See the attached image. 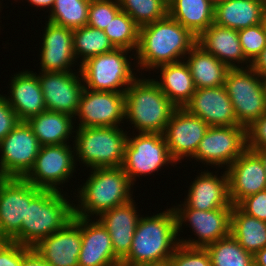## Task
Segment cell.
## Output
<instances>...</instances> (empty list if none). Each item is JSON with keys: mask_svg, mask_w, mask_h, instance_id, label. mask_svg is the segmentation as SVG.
<instances>
[{"mask_svg": "<svg viewBox=\"0 0 266 266\" xmlns=\"http://www.w3.org/2000/svg\"><path fill=\"white\" fill-rule=\"evenodd\" d=\"M196 44L197 37L167 15L139 28V44L134 54L137 63L133 67L151 71L163 64L183 61Z\"/></svg>", "mask_w": 266, "mask_h": 266, "instance_id": "6da1fadb", "label": "cell"}, {"mask_svg": "<svg viewBox=\"0 0 266 266\" xmlns=\"http://www.w3.org/2000/svg\"><path fill=\"white\" fill-rule=\"evenodd\" d=\"M176 215L173 207L156 215L139 218L132 245L121 266L167 265L178 247Z\"/></svg>", "mask_w": 266, "mask_h": 266, "instance_id": "7a4b0ae2", "label": "cell"}, {"mask_svg": "<svg viewBox=\"0 0 266 266\" xmlns=\"http://www.w3.org/2000/svg\"><path fill=\"white\" fill-rule=\"evenodd\" d=\"M91 170L84 185L77 190L78 194L75 197L78 204H74V216L93 218L92 216L96 215L97 217L134 199L131 191L134 185L122 167Z\"/></svg>", "mask_w": 266, "mask_h": 266, "instance_id": "3957f363", "label": "cell"}, {"mask_svg": "<svg viewBox=\"0 0 266 266\" xmlns=\"http://www.w3.org/2000/svg\"><path fill=\"white\" fill-rule=\"evenodd\" d=\"M136 77L125 91V119L137 129L136 132L163 134L178 107L153 79Z\"/></svg>", "mask_w": 266, "mask_h": 266, "instance_id": "277c9868", "label": "cell"}, {"mask_svg": "<svg viewBox=\"0 0 266 266\" xmlns=\"http://www.w3.org/2000/svg\"><path fill=\"white\" fill-rule=\"evenodd\" d=\"M62 192L42 189L27 204L26 221L21 223L20 244L34 247L73 220L74 203Z\"/></svg>", "mask_w": 266, "mask_h": 266, "instance_id": "5b68a950", "label": "cell"}, {"mask_svg": "<svg viewBox=\"0 0 266 266\" xmlns=\"http://www.w3.org/2000/svg\"><path fill=\"white\" fill-rule=\"evenodd\" d=\"M74 148L77 160L90 169L121 167L128 132L119 127H76Z\"/></svg>", "mask_w": 266, "mask_h": 266, "instance_id": "8992f818", "label": "cell"}, {"mask_svg": "<svg viewBox=\"0 0 266 266\" xmlns=\"http://www.w3.org/2000/svg\"><path fill=\"white\" fill-rule=\"evenodd\" d=\"M129 51L115 48L83 62L78 70L81 72L84 88L93 91L125 93L136 79L130 62V59L135 57L127 56Z\"/></svg>", "mask_w": 266, "mask_h": 266, "instance_id": "52a82bcc", "label": "cell"}, {"mask_svg": "<svg viewBox=\"0 0 266 266\" xmlns=\"http://www.w3.org/2000/svg\"><path fill=\"white\" fill-rule=\"evenodd\" d=\"M224 86L240 125L247 128L266 112L261 75L252 67L229 69Z\"/></svg>", "mask_w": 266, "mask_h": 266, "instance_id": "ba28073f", "label": "cell"}, {"mask_svg": "<svg viewBox=\"0 0 266 266\" xmlns=\"http://www.w3.org/2000/svg\"><path fill=\"white\" fill-rule=\"evenodd\" d=\"M167 164L177 162L171 157L164 134L138 133L127 136L122 168L134 185L136 178L153 174Z\"/></svg>", "mask_w": 266, "mask_h": 266, "instance_id": "9c48e42d", "label": "cell"}, {"mask_svg": "<svg viewBox=\"0 0 266 266\" xmlns=\"http://www.w3.org/2000/svg\"><path fill=\"white\" fill-rule=\"evenodd\" d=\"M24 178H0V241L20 244L27 204L41 191Z\"/></svg>", "mask_w": 266, "mask_h": 266, "instance_id": "30bf717a", "label": "cell"}, {"mask_svg": "<svg viewBox=\"0 0 266 266\" xmlns=\"http://www.w3.org/2000/svg\"><path fill=\"white\" fill-rule=\"evenodd\" d=\"M246 149V127L210 126L191 158L204 165L227 169Z\"/></svg>", "mask_w": 266, "mask_h": 266, "instance_id": "8fae6325", "label": "cell"}, {"mask_svg": "<svg viewBox=\"0 0 266 266\" xmlns=\"http://www.w3.org/2000/svg\"><path fill=\"white\" fill-rule=\"evenodd\" d=\"M40 147L27 121H20L0 141V177L24 178L33 168Z\"/></svg>", "mask_w": 266, "mask_h": 266, "instance_id": "7c38bea8", "label": "cell"}, {"mask_svg": "<svg viewBox=\"0 0 266 266\" xmlns=\"http://www.w3.org/2000/svg\"><path fill=\"white\" fill-rule=\"evenodd\" d=\"M76 155L69 144L41 146L35 164L24 177L41 189L61 191L60 185L71 179L75 172Z\"/></svg>", "mask_w": 266, "mask_h": 266, "instance_id": "4fadbf2b", "label": "cell"}, {"mask_svg": "<svg viewBox=\"0 0 266 266\" xmlns=\"http://www.w3.org/2000/svg\"><path fill=\"white\" fill-rule=\"evenodd\" d=\"M176 215L177 234L182 224L188 222L198 239H180L179 243L188 247L205 248L209 244L230 234L232 208H220L210 211L192 208H173ZM192 239V240H191Z\"/></svg>", "mask_w": 266, "mask_h": 266, "instance_id": "5bb4252c", "label": "cell"}, {"mask_svg": "<svg viewBox=\"0 0 266 266\" xmlns=\"http://www.w3.org/2000/svg\"><path fill=\"white\" fill-rule=\"evenodd\" d=\"M77 127H120L125 119V93L84 88L77 113Z\"/></svg>", "mask_w": 266, "mask_h": 266, "instance_id": "9a60e30c", "label": "cell"}, {"mask_svg": "<svg viewBox=\"0 0 266 266\" xmlns=\"http://www.w3.org/2000/svg\"><path fill=\"white\" fill-rule=\"evenodd\" d=\"M37 76L46 110L66 113L75 118L84 89L80 70L78 72H40Z\"/></svg>", "mask_w": 266, "mask_h": 266, "instance_id": "2e32d148", "label": "cell"}, {"mask_svg": "<svg viewBox=\"0 0 266 266\" xmlns=\"http://www.w3.org/2000/svg\"><path fill=\"white\" fill-rule=\"evenodd\" d=\"M209 127L201 118L177 108L163 133L171 157L176 162L192 157Z\"/></svg>", "mask_w": 266, "mask_h": 266, "instance_id": "e0dca14e", "label": "cell"}, {"mask_svg": "<svg viewBox=\"0 0 266 266\" xmlns=\"http://www.w3.org/2000/svg\"><path fill=\"white\" fill-rule=\"evenodd\" d=\"M81 246V217L74 216L63 229L41 239L33 248L49 266H78Z\"/></svg>", "mask_w": 266, "mask_h": 266, "instance_id": "ac0fdd59", "label": "cell"}, {"mask_svg": "<svg viewBox=\"0 0 266 266\" xmlns=\"http://www.w3.org/2000/svg\"><path fill=\"white\" fill-rule=\"evenodd\" d=\"M232 205L266 189V172L260 157L246 149L227 169Z\"/></svg>", "mask_w": 266, "mask_h": 266, "instance_id": "d6986e66", "label": "cell"}, {"mask_svg": "<svg viewBox=\"0 0 266 266\" xmlns=\"http://www.w3.org/2000/svg\"><path fill=\"white\" fill-rule=\"evenodd\" d=\"M189 186L187 198L183 204H178L174 208H192L203 211L233 208L227 171H224L222 176H218V174L204 170Z\"/></svg>", "mask_w": 266, "mask_h": 266, "instance_id": "ffe728a7", "label": "cell"}, {"mask_svg": "<svg viewBox=\"0 0 266 266\" xmlns=\"http://www.w3.org/2000/svg\"><path fill=\"white\" fill-rule=\"evenodd\" d=\"M209 126H238L234 109L225 86L196 89L183 107Z\"/></svg>", "mask_w": 266, "mask_h": 266, "instance_id": "44dd1931", "label": "cell"}, {"mask_svg": "<svg viewBox=\"0 0 266 266\" xmlns=\"http://www.w3.org/2000/svg\"><path fill=\"white\" fill-rule=\"evenodd\" d=\"M40 54V72H73V29L46 21Z\"/></svg>", "mask_w": 266, "mask_h": 266, "instance_id": "7402d4cb", "label": "cell"}, {"mask_svg": "<svg viewBox=\"0 0 266 266\" xmlns=\"http://www.w3.org/2000/svg\"><path fill=\"white\" fill-rule=\"evenodd\" d=\"M82 246L78 266H121L115 256L110 234L95 218L81 217Z\"/></svg>", "mask_w": 266, "mask_h": 266, "instance_id": "603a6c76", "label": "cell"}, {"mask_svg": "<svg viewBox=\"0 0 266 266\" xmlns=\"http://www.w3.org/2000/svg\"><path fill=\"white\" fill-rule=\"evenodd\" d=\"M132 199L99 215L98 220L110 234L115 256L122 261L129 253L141 215Z\"/></svg>", "mask_w": 266, "mask_h": 266, "instance_id": "cb8c5ba5", "label": "cell"}, {"mask_svg": "<svg viewBox=\"0 0 266 266\" xmlns=\"http://www.w3.org/2000/svg\"><path fill=\"white\" fill-rule=\"evenodd\" d=\"M10 95L5 96L20 121L46 111L42 88L37 73L23 70L10 80Z\"/></svg>", "mask_w": 266, "mask_h": 266, "instance_id": "d4e9b609", "label": "cell"}, {"mask_svg": "<svg viewBox=\"0 0 266 266\" xmlns=\"http://www.w3.org/2000/svg\"><path fill=\"white\" fill-rule=\"evenodd\" d=\"M197 44L223 62L229 69L251 67V63L242 51L238 30L213 23L197 38ZM242 63L247 65L243 67Z\"/></svg>", "mask_w": 266, "mask_h": 266, "instance_id": "484cf974", "label": "cell"}, {"mask_svg": "<svg viewBox=\"0 0 266 266\" xmlns=\"http://www.w3.org/2000/svg\"><path fill=\"white\" fill-rule=\"evenodd\" d=\"M266 0H226L215 5L214 23L240 30L263 22Z\"/></svg>", "mask_w": 266, "mask_h": 266, "instance_id": "4316f807", "label": "cell"}, {"mask_svg": "<svg viewBox=\"0 0 266 266\" xmlns=\"http://www.w3.org/2000/svg\"><path fill=\"white\" fill-rule=\"evenodd\" d=\"M155 69H160L161 77L158 80L153 79L167 98L178 108H183L184 105L191 99L196 91V87L185 60L163 64Z\"/></svg>", "mask_w": 266, "mask_h": 266, "instance_id": "83f0119b", "label": "cell"}, {"mask_svg": "<svg viewBox=\"0 0 266 266\" xmlns=\"http://www.w3.org/2000/svg\"><path fill=\"white\" fill-rule=\"evenodd\" d=\"M76 118L66 113L46 110L29 118L27 123L41 146L61 145L68 144V138L74 135L73 120Z\"/></svg>", "mask_w": 266, "mask_h": 266, "instance_id": "f1b7e54d", "label": "cell"}, {"mask_svg": "<svg viewBox=\"0 0 266 266\" xmlns=\"http://www.w3.org/2000/svg\"><path fill=\"white\" fill-rule=\"evenodd\" d=\"M184 60L189 67L196 89L224 85L229 68L198 44L189 51Z\"/></svg>", "mask_w": 266, "mask_h": 266, "instance_id": "f546056e", "label": "cell"}, {"mask_svg": "<svg viewBox=\"0 0 266 266\" xmlns=\"http://www.w3.org/2000/svg\"><path fill=\"white\" fill-rule=\"evenodd\" d=\"M215 5L209 0H169L168 15L197 38L214 23Z\"/></svg>", "mask_w": 266, "mask_h": 266, "instance_id": "4dcf8cb0", "label": "cell"}, {"mask_svg": "<svg viewBox=\"0 0 266 266\" xmlns=\"http://www.w3.org/2000/svg\"><path fill=\"white\" fill-rule=\"evenodd\" d=\"M230 234L252 255L266 247V222L244 213L237 205L231 211Z\"/></svg>", "mask_w": 266, "mask_h": 266, "instance_id": "1f68e13d", "label": "cell"}, {"mask_svg": "<svg viewBox=\"0 0 266 266\" xmlns=\"http://www.w3.org/2000/svg\"><path fill=\"white\" fill-rule=\"evenodd\" d=\"M115 47L103 30L85 25L73 30V52L77 59L81 57L80 65L91 57L110 52Z\"/></svg>", "mask_w": 266, "mask_h": 266, "instance_id": "d6a6232c", "label": "cell"}, {"mask_svg": "<svg viewBox=\"0 0 266 266\" xmlns=\"http://www.w3.org/2000/svg\"><path fill=\"white\" fill-rule=\"evenodd\" d=\"M205 248L210 255L211 266H254L253 255L231 234Z\"/></svg>", "mask_w": 266, "mask_h": 266, "instance_id": "836d02e7", "label": "cell"}, {"mask_svg": "<svg viewBox=\"0 0 266 266\" xmlns=\"http://www.w3.org/2000/svg\"><path fill=\"white\" fill-rule=\"evenodd\" d=\"M91 0H55L48 21L58 26L76 29L88 24Z\"/></svg>", "mask_w": 266, "mask_h": 266, "instance_id": "e575fe53", "label": "cell"}, {"mask_svg": "<svg viewBox=\"0 0 266 266\" xmlns=\"http://www.w3.org/2000/svg\"><path fill=\"white\" fill-rule=\"evenodd\" d=\"M139 28L126 12L120 10L103 31L115 48L136 52L139 44Z\"/></svg>", "mask_w": 266, "mask_h": 266, "instance_id": "d590c367", "label": "cell"}, {"mask_svg": "<svg viewBox=\"0 0 266 266\" xmlns=\"http://www.w3.org/2000/svg\"><path fill=\"white\" fill-rule=\"evenodd\" d=\"M122 11L126 12L141 27L168 15L166 0H118Z\"/></svg>", "mask_w": 266, "mask_h": 266, "instance_id": "8d00e7d4", "label": "cell"}, {"mask_svg": "<svg viewBox=\"0 0 266 266\" xmlns=\"http://www.w3.org/2000/svg\"><path fill=\"white\" fill-rule=\"evenodd\" d=\"M245 58L252 64L266 47V30L263 23L238 30Z\"/></svg>", "mask_w": 266, "mask_h": 266, "instance_id": "74e56055", "label": "cell"}, {"mask_svg": "<svg viewBox=\"0 0 266 266\" xmlns=\"http://www.w3.org/2000/svg\"><path fill=\"white\" fill-rule=\"evenodd\" d=\"M120 10L118 0H91L87 25L104 30Z\"/></svg>", "mask_w": 266, "mask_h": 266, "instance_id": "f35d334b", "label": "cell"}, {"mask_svg": "<svg viewBox=\"0 0 266 266\" xmlns=\"http://www.w3.org/2000/svg\"><path fill=\"white\" fill-rule=\"evenodd\" d=\"M168 266H211L206 248L188 247L179 244L169 259Z\"/></svg>", "mask_w": 266, "mask_h": 266, "instance_id": "ab89813d", "label": "cell"}, {"mask_svg": "<svg viewBox=\"0 0 266 266\" xmlns=\"http://www.w3.org/2000/svg\"><path fill=\"white\" fill-rule=\"evenodd\" d=\"M237 206L244 213L266 222V189L245 197Z\"/></svg>", "mask_w": 266, "mask_h": 266, "instance_id": "60d3db41", "label": "cell"}, {"mask_svg": "<svg viewBox=\"0 0 266 266\" xmlns=\"http://www.w3.org/2000/svg\"><path fill=\"white\" fill-rule=\"evenodd\" d=\"M266 147V112L247 127V149Z\"/></svg>", "mask_w": 266, "mask_h": 266, "instance_id": "b9f144b4", "label": "cell"}, {"mask_svg": "<svg viewBox=\"0 0 266 266\" xmlns=\"http://www.w3.org/2000/svg\"><path fill=\"white\" fill-rule=\"evenodd\" d=\"M22 244L0 241V266H21Z\"/></svg>", "mask_w": 266, "mask_h": 266, "instance_id": "7bdbcfd3", "label": "cell"}, {"mask_svg": "<svg viewBox=\"0 0 266 266\" xmlns=\"http://www.w3.org/2000/svg\"><path fill=\"white\" fill-rule=\"evenodd\" d=\"M20 122L4 95L0 94V141Z\"/></svg>", "mask_w": 266, "mask_h": 266, "instance_id": "ee69618b", "label": "cell"}, {"mask_svg": "<svg viewBox=\"0 0 266 266\" xmlns=\"http://www.w3.org/2000/svg\"><path fill=\"white\" fill-rule=\"evenodd\" d=\"M21 266H49V265L33 247L22 245Z\"/></svg>", "mask_w": 266, "mask_h": 266, "instance_id": "f6af8a7d", "label": "cell"}, {"mask_svg": "<svg viewBox=\"0 0 266 266\" xmlns=\"http://www.w3.org/2000/svg\"><path fill=\"white\" fill-rule=\"evenodd\" d=\"M251 67L260 75L266 74V47L251 64Z\"/></svg>", "mask_w": 266, "mask_h": 266, "instance_id": "bcb514c9", "label": "cell"}, {"mask_svg": "<svg viewBox=\"0 0 266 266\" xmlns=\"http://www.w3.org/2000/svg\"><path fill=\"white\" fill-rule=\"evenodd\" d=\"M254 266H266V247L253 255Z\"/></svg>", "mask_w": 266, "mask_h": 266, "instance_id": "7dc6e473", "label": "cell"}, {"mask_svg": "<svg viewBox=\"0 0 266 266\" xmlns=\"http://www.w3.org/2000/svg\"><path fill=\"white\" fill-rule=\"evenodd\" d=\"M31 5H34L35 7L37 6L38 7H41L42 9L44 7L46 8H50V11L51 9L53 8L54 6V3H55V0H27Z\"/></svg>", "mask_w": 266, "mask_h": 266, "instance_id": "c3c4849f", "label": "cell"}, {"mask_svg": "<svg viewBox=\"0 0 266 266\" xmlns=\"http://www.w3.org/2000/svg\"><path fill=\"white\" fill-rule=\"evenodd\" d=\"M254 151L262 160L263 165H264V169L266 172V147L265 148H259V149H249Z\"/></svg>", "mask_w": 266, "mask_h": 266, "instance_id": "681fc988", "label": "cell"}, {"mask_svg": "<svg viewBox=\"0 0 266 266\" xmlns=\"http://www.w3.org/2000/svg\"><path fill=\"white\" fill-rule=\"evenodd\" d=\"M261 81H262L264 96H265V99H266V74L261 75Z\"/></svg>", "mask_w": 266, "mask_h": 266, "instance_id": "f907efd6", "label": "cell"}, {"mask_svg": "<svg viewBox=\"0 0 266 266\" xmlns=\"http://www.w3.org/2000/svg\"><path fill=\"white\" fill-rule=\"evenodd\" d=\"M213 5H216L220 2L226 1V0H209Z\"/></svg>", "mask_w": 266, "mask_h": 266, "instance_id": "816d5d0a", "label": "cell"}, {"mask_svg": "<svg viewBox=\"0 0 266 266\" xmlns=\"http://www.w3.org/2000/svg\"><path fill=\"white\" fill-rule=\"evenodd\" d=\"M263 25H264V28L266 30V11H265V14H264V17H263Z\"/></svg>", "mask_w": 266, "mask_h": 266, "instance_id": "f5cc1de1", "label": "cell"}]
</instances>
